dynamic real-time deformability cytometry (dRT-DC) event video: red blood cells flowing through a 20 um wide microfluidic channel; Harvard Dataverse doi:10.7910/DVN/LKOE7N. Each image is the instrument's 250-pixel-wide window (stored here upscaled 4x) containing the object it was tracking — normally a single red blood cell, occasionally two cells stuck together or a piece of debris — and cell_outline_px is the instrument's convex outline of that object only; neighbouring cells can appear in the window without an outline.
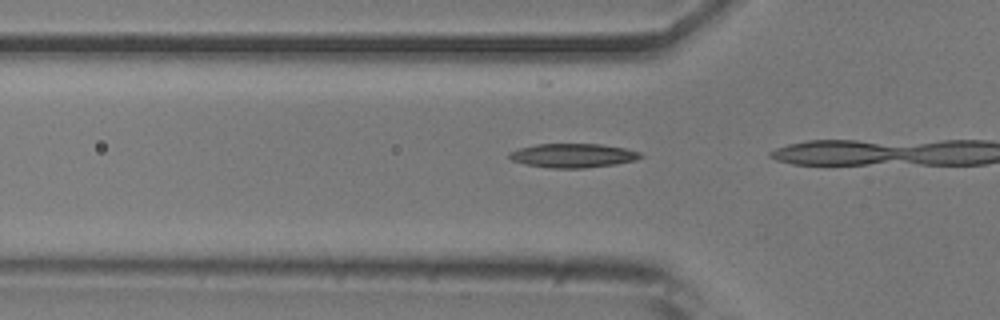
{"species": "common noctule bat (a hibernating species)", "species_latin": "Nyctalus noctula", "temperature_condition": "room temperature", "stored_images_in_passage": 4, "camera_frame_rate_fps": 3000, "um_per_image_px": 0.085, "animal": {"sex": "male", "body_mass_g": 20.5, "forearm_length_mm": 52.5}, "frame": {"image": 1, "passage_image": 2, "time_ms": 0.333, "image_size_px": [1000, 320], "cell_outline_px": [[644, 156], [636, 160], [616, 164], [584, 168], [552, 168], [524, 164], [512, 160], [508, 156], [508, 152], [520, 148], [536, 144], [600, 144], [624, 148], [640, 152]], "centroid_in_image_um": [48.7, 13.22], "position_along_channel_um": 77.1, "area_um2": 18.38}}